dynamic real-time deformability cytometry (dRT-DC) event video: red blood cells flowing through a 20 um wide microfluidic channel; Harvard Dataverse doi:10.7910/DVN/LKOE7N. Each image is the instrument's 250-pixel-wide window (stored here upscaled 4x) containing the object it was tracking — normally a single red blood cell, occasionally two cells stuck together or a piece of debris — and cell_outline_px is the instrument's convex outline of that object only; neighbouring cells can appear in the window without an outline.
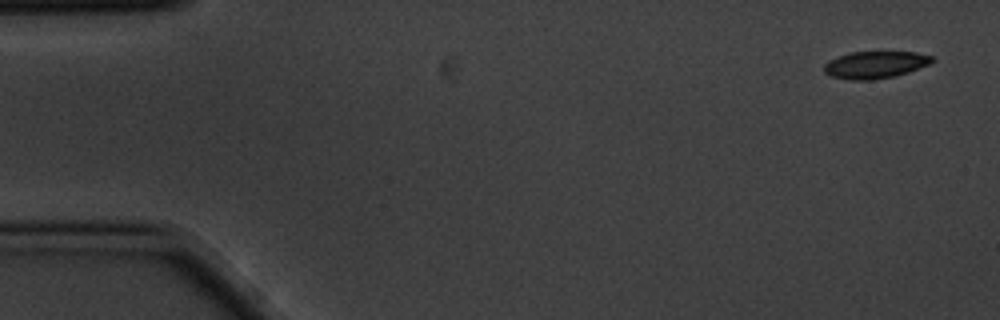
{"species": "common noctule bat (a hibernating species)", "species_latin": "Nyctalus noctula", "temperature_condition": "cold", "stored_images_in_passage": 4, "camera_frame_rate_fps": 3000, "um_per_image_px": 0.085, "animal": {"sex": "male", "body_mass_g": 20.1, "forearm_length_mm": 53.5}, "frame": {"image": 1, "passage_image": 1, "time_ms": 0.0, "image_size_px": [1000, 320], "cell_outline_px": [[936, 60], [928, 64], [908, 72], [896, 76], [872, 80], [852, 80], [832, 76], [824, 72], [824, 64], [828, 60], [848, 52], [916, 52], [932, 56]], "centroid_in_image_um": [74.38, 5.5], "position_along_channel_um": 10.6, "area_um2": 17.11}}